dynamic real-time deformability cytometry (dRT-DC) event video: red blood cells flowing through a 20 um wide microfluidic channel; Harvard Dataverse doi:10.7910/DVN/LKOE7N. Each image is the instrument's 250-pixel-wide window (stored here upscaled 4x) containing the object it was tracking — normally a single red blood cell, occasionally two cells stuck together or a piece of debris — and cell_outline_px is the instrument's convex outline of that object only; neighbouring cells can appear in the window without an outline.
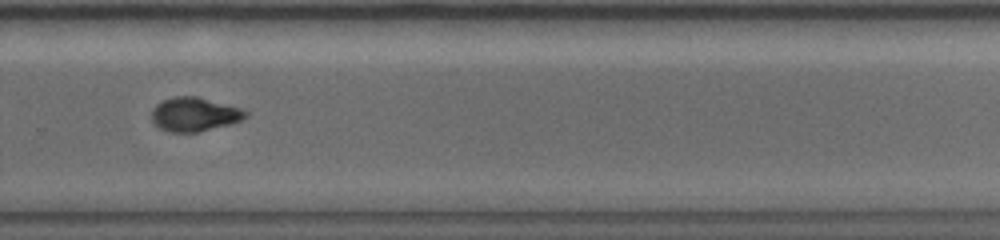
{"species": "common noctule bat (a hibernating species)", "species_latin": "Nyctalus noctula", "temperature_condition": "warm", "stored_images_in_passage": 14, "camera_frame_rate_fps": 5000, "um_per_image_px": 0.085, "animal": {"sex": "female", "body_mass_g": 19.0, "forearm_length_mm": 56.7}, "frame": {"image": 1, "passage_image": 10, "time_ms": 7.2, "image_size_px": [1000, 240], "cell_outline_px": [[248, 116], [244, 120], [232, 124], [200, 132], [172, 132], [160, 128], [152, 120], [152, 108], [156, 104], [164, 100], [176, 96], [196, 96], [240, 108], [248, 112]], "centroid_in_image_um": [16.56, 9.73], "position_along_channel_um": 313.2, "area_um2": 18.61}}